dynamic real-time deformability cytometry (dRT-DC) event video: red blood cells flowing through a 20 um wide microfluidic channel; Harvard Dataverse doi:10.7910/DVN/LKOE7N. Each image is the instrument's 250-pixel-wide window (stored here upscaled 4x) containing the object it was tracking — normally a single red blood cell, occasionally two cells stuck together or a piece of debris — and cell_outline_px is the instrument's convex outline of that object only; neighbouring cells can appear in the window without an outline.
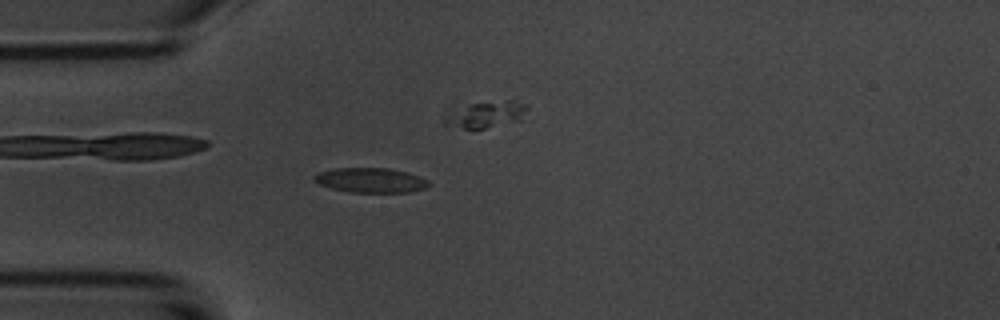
{"species": "common noctule bat (a hibernating species)", "species_latin": "Nyctalus noctula", "temperature_condition": "room temperature", "stored_images_in_passage": 10, "camera_frame_rate_fps": 3000, "um_per_image_px": 0.085, "animal": {"sex": "male", "body_mass_g": 20.1, "forearm_length_mm": 53.5}, "frame": {"image": 1, "passage_image": 4, "time_ms": 5.0, "image_size_px": [1000, 320], "cell_outline_px": [[432, 184], [424, 188], [408, 192], [352, 192], [332, 188], [320, 184], [312, 180], [312, 176], [320, 172], [332, 168], [388, 168], [408, 172], [420, 176], [428, 180]], "centroid_in_image_um": [31.51, 15.31], "position_along_channel_um": 53.5, "area_um2": 16.53}}
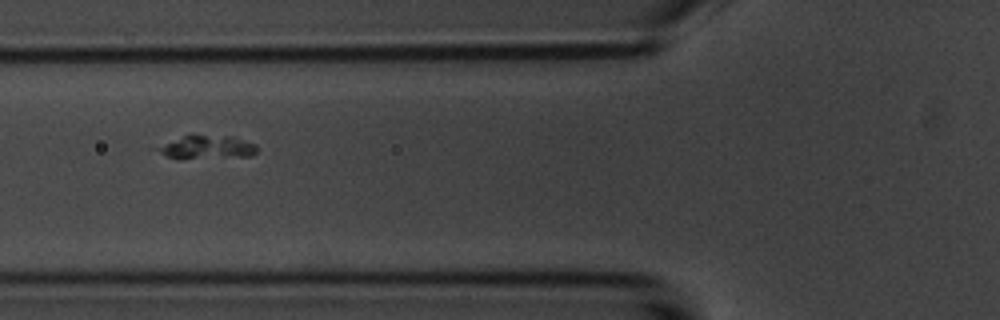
{"frame": {"image": 2, "passage_image": 6, "time_ms": 7.333, "image_size_px": [1000, 320], "cell_outline_px": [[256, 152], [252, 156], [168, 156], [160, 152], [160, 148], [188, 132], [192, 132], [232, 136], [256, 144]], "centroid_in_image_um": [17.72, 12.41], "position_along_channel_um": 108.1, "area_um2": 12.89}}
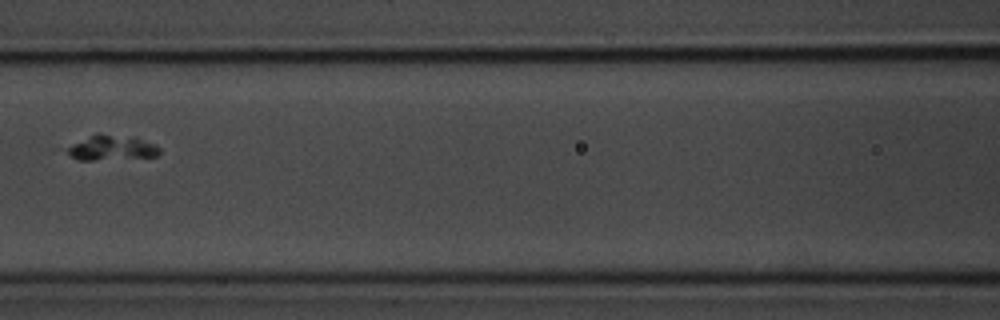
{"frame": {"image": 3, "passage_image": 7, "time_ms": 8.667, "image_size_px": [1000, 320], "cell_outline_px": [[160, 152], [156, 156], [92, 160], [76, 160], [68, 152], [68, 148], [72, 144], [92, 136], [136, 136], [160, 148]], "centroid_in_image_um": [9.54, 12.59], "position_along_channel_um": 157.1, "area_um2": 12.72}}